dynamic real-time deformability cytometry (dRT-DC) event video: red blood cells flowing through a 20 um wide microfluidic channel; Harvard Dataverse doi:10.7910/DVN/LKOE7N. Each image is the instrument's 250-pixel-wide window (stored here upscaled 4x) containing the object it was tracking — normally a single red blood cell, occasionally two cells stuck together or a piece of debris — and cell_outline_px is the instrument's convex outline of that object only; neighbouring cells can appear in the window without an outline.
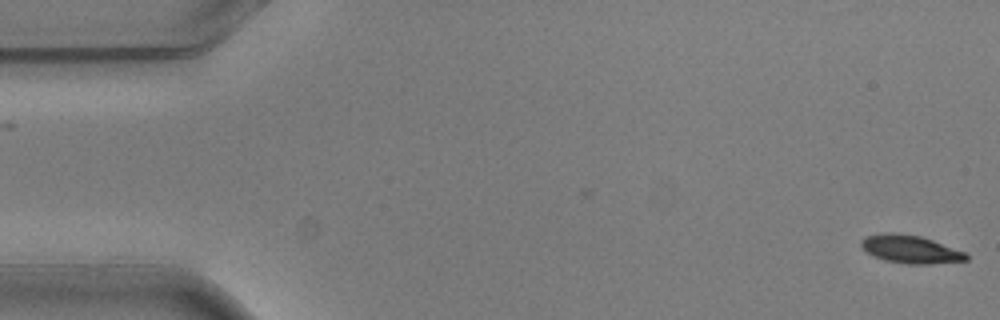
{"species": "common noctule bat (a hibernating species)", "species_latin": "Nyctalus noctula", "temperature_condition": "warm", "stored_images_in_passage": 5, "camera_frame_rate_fps": 3000, "um_per_image_px": 0.085, "animal": {"sex": "male", "body_mass_g": 20.5, "forearm_length_mm": 52.5}, "frame": {"image": 1, "passage_image": 1, "time_ms": 0.0, "image_size_px": [1000, 320], "cell_outline_px": [[968, 260], [932, 264], [908, 264], [884, 260], [872, 256], [860, 244], [860, 240], [864, 236], [884, 232], [896, 232], [920, 236], [932, 240], [964, 252], [968, 256]], "centroid_in_image_um": [77.34, 21.18], "position_along_channel_um": 7.7, "area_um2": 17.17}}
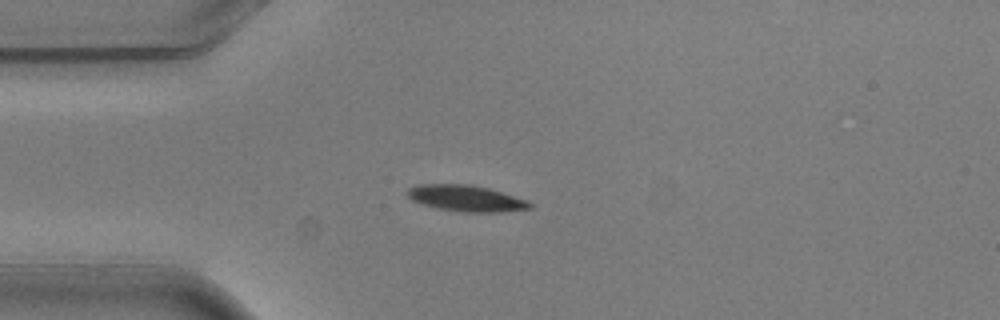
{"frame": {"image": 2, "passage_image": 4, "time_ms": 1.0, "image_size_px": [1000, 320], "cell_outline_px": [[532, 208], [504, 212], [464, 212], [436, 208], [412, 200], [408, 196], [408, 188], [416, 184], [472, 184], [488, 188], [528, 200], [532, 204]], "centroid_in_image_um": [39.64, 16.85], "position_along_channel_um": 45.4, "area_um2": 18.73}}